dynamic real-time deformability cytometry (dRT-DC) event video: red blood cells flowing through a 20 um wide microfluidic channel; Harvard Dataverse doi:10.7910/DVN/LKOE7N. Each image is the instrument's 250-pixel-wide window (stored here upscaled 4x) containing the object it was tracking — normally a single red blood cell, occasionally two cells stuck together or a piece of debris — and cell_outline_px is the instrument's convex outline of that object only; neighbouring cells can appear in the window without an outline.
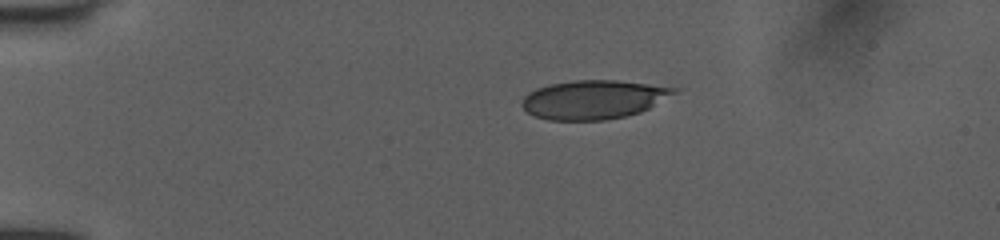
{"species": "human", "species_latin": "Homo sapiens", "temperature_condition": "room temperature", "stored_images_in_passage": 41, "camera_frame_rate_fps": 3000, "um_per_image_px": 0.085, "donor": {"sex": "female"}, "frame": {"image": 1, "passage_image": 1, "time_ms": 0.0, "image_size_px": [1000, 240], "cell_outline_px": [[680, 88], [676, 92], [648, 108], [640, 112], [624, 116], [604, 120], [548, 120], [532, 116], [520, 104], [524, 96], [528, 92], [536, 88], [552, 84], [576, 80], [616, 80]], "centroid_in_image_um": [50.4, 8.46], "position_along_channel_um": 34.6, "area_um2": 34.22}}
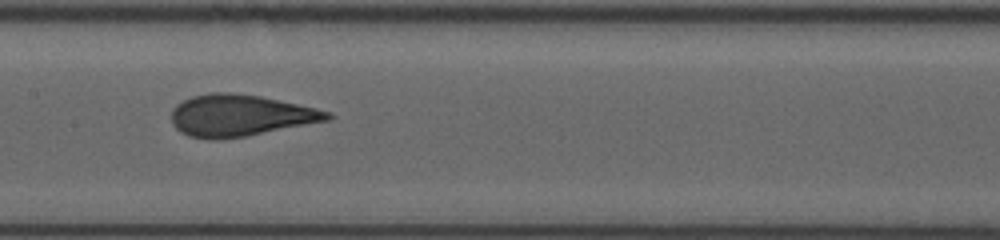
{"frame": {"image": 2, "passage_image": 17, "time_ms": 5.333, "image_size_px": [1000, 240], "cell_outline_px": [[336, 116], [332, 120], [244, 136], [220, 140], [212, 140], [188, 136], [180, 132], [172, 124], [172, 108], [176, 104], [192, 96], [212, 92], [232, 92], [260, 96], [316, 108], [332, 112]], "centroid_in_image_um": [20.43, 9.82], "position_along_channel_um": 187.0, "area_um2": 38.09}}
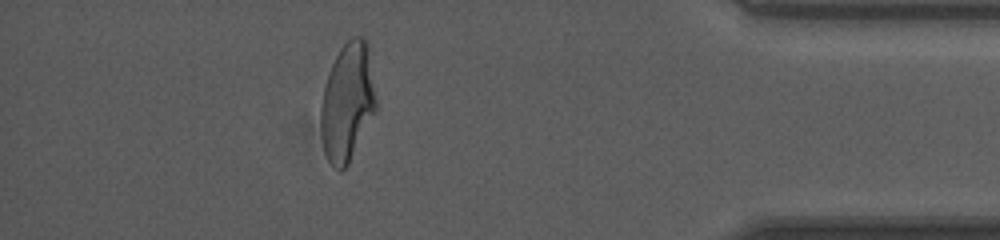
{"frame": {"image": 3, "passage_image": 36, "time_ms": 11.667, "image_size_px": [1000, 240], "cell_outline_px": [[376, 112], [348, 164], [340, 172], [328, 160], [324, 152], [320, 128], [320, 108], [324, 88], [328, 72], [340, 48], [352, 36], [364, 36], [368, 44], [376, 100]], "centroid_in_image_um": [29.53, 8.67], "position_along_channel_um": 405.7, "area_um2": 38.15}, "authors_computed_cell_mechanics": {"area_um2": 37.281, "velocity_mm_per_s": 4.0262, "shape_relaxation_time_tau1_ms": 4.9021, "shape_relaxation_time_tau2_ms": 0.6773, "deformation_change_tau1": 0.1936, "deformation_change_tau2": 0.0559}}